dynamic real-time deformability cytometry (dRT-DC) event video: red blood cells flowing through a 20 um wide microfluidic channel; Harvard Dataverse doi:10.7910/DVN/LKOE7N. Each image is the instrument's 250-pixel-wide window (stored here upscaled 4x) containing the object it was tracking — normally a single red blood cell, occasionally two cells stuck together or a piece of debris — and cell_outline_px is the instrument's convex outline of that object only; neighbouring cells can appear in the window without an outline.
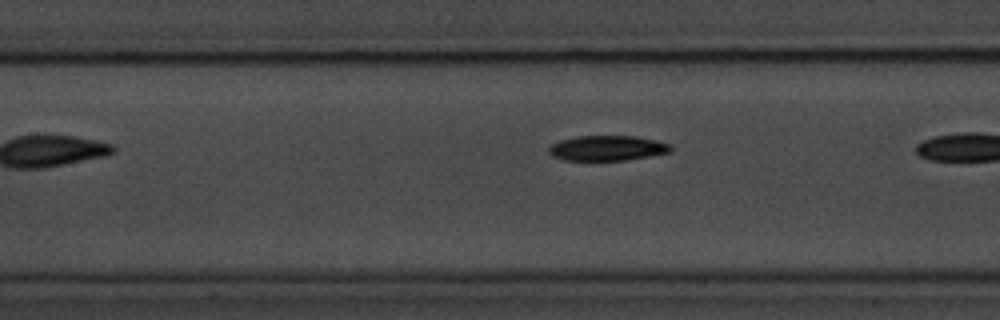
{"species": "common noctule bat (a hibernating species)", "species_latin": "Nyctalus noctula", "temperature_condition": "room temperature", "stored_images_in_passage": 16, "camera_frame_rate_fps": 3000, "um_per_image_px": 0.085, "animal": {"sex": "male", "body_mass_g": 20.1, "forearm_length_mm": 53.5}, "frame": {"image": 1, "passage_image": 7, "time_ms": 2.0, "image_size_px": [1000, 320], "cell_outline_px": [[672, 152], [628, 160], [564, 160], [552, 156], [548, 152], [548, 148], [552, 144], [560, 140], [576, 136], [636, 136], [656, 140], [668, 144], [672, 148]], "centroid_in_image_um": [51.61, 12.59], "position_along_channel_um": 155.8, "area_um2": 17.92}}